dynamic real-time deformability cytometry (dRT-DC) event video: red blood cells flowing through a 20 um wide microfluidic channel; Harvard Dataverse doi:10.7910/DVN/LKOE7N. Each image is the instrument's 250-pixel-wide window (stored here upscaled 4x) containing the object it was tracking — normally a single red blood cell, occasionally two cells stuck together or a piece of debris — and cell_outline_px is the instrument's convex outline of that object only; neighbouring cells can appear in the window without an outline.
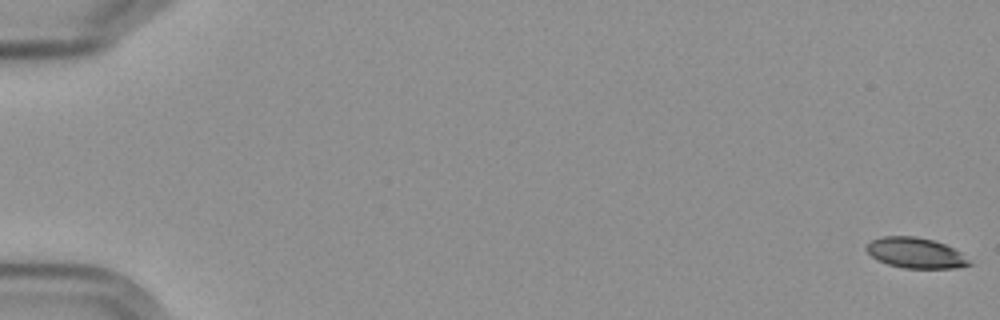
{"species": "Egyptian fruit bat (a non-hibernating species)", "species_latin": "Rousettus aegyptiacus", "temperature_condition": "cold", "stored_images_in_passage": 14, "segment_of_instrument_passage": [1, 2], "camera_frame_rate_fps": 3000, "um_per_image_px": 0.085, "frame": {"image": 1, "passage_image": 1, "time_ms": 0.0, "image_size_px": [1000, 320], "cell_outline_px": [[972, 264], [956, 268], [904, 268], [888, 264], [876, 260], [864, 248], [872, 240], [884, 236], [912, 236], [932, 240], [944, 244], [960, 252], [972, 260]], "centroid_in_image_um": [77.84, 21.51], "position_along_channel_um": 7.2, "area_um2": 18.21}}